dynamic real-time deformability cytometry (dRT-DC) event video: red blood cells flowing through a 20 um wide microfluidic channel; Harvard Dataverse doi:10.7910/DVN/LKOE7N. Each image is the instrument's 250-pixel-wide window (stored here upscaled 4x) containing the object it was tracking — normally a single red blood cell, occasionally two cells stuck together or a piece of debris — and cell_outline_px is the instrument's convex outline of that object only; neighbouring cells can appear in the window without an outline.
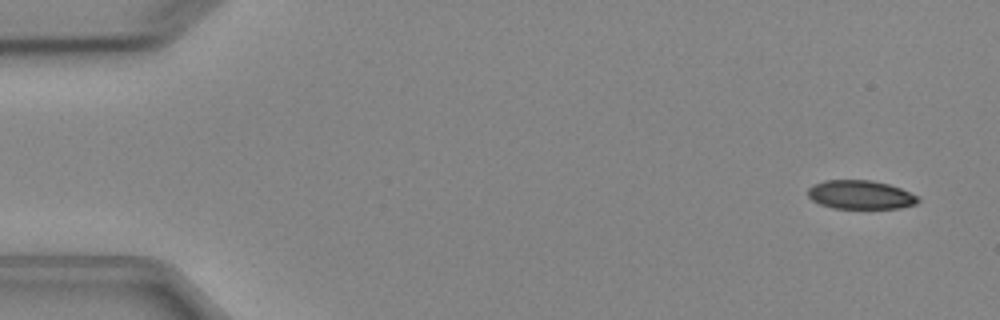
{"species": "Egyptian fruit bat (a non-hibernating species)", "species_latin": "Rousettus aegyptiacus", "temperature_condition": "cold", "stored_images_in_passage": 5, "camera_frame_rate_fps": 3000, "um_per_image_px": 0.085, "animal": {"sex": "female"}, "frame": {"image": 1, "passage_image": 1, "time_ms": 0.0, "image_size_px": [1000, 320], "cell_outline_px": [[920, 200], [916, 204], [900, 208], [832, 208], [820, 204], [812, 200], [808, 196], [808, 188], [812, 184], [824, 180], [872, 180], [888, 184], [900, 188], [920, 196]], "centroid_in_image_um": [73.14, 16.55], "position_along_channel_um": 11.9, "area_um2": 18.61}}
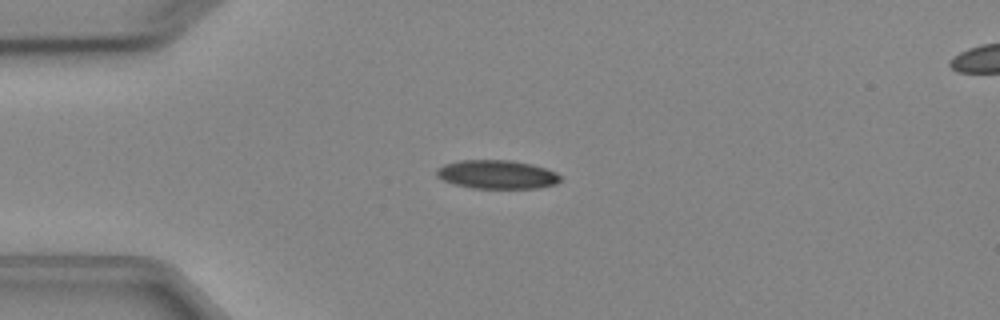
{"frame": {"image": 2, "passage_image": 3, "time_ms": 3.333, "image_size_px": [1000, 320], "cell_outline_px": [[560, 180], [556, 184], [536, 188], [472, 188], [456, 184], [444, 180], [436, 176], [436, 168], [444, 164], [460, 160], [512, 160], [532, 164], [548, 168], [556, 172], [560, 176]], "centroid_in_image_um": [42.25, 14.82], "position_along_channel_um": 42.8, "area_um2": 20.75}}